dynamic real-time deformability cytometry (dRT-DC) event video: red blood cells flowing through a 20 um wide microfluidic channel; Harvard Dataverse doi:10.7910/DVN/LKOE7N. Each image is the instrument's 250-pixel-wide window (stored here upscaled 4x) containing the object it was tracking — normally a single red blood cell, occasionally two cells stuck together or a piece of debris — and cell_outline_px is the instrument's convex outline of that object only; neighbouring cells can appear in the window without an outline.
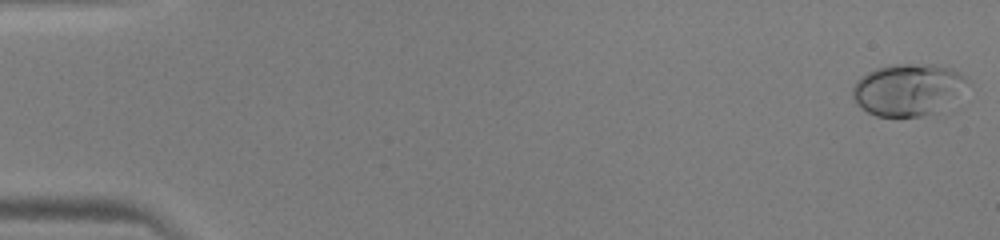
{"species": "human", "species_latin": "Homo sapiens", "temperature_condition": "warm", "stored_images_in_passage": 47, "camera_frame_rate_fps": 3000, "um_per_image_px": 0.085, "donor": {"sex": "male"}, "frame": {"image": 1, "passage_image": 1, "time_ms": 0.0, "image_size_px": [1000, 240], "cell_outline_px": [[972, 84], [936, 112], [920, 116], [876, 116], [868, 112], [852, 96], [852, 88], [856, 80], [868, 72], [876, 68], [896, 64], [936, 64], [952, 68], [960, 72], [972, 80]], "centroid_in_image_um": [77.24, 7.58], "position_along_channel_um": 7.8, "area_um2": 34.8}}
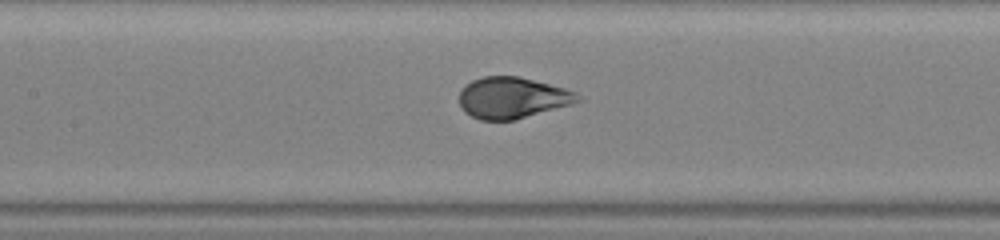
{"frame": {"image": 2, "passage_image": 23, "time_ms": 7.333, "image_size_px": [1000, 240], "cell_outline_px": [[584, 100], [572, 104], [516, 120], [480, 120], [464, 112], [460, 104], [460, 92], [464, 84], [472, 80], [484, 76], [516, 76], [564, 88], [576, 92]], "centroid_in_image_um": [43.55, 8.32], "position_along_channel_um": 163.9, "area_um2": 28.5}}
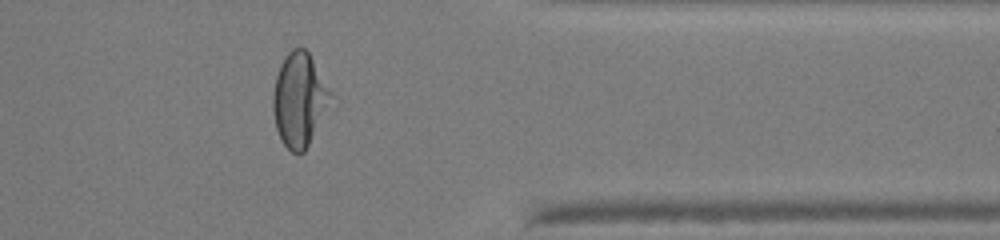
{"frame": {"image": 3, "passage_image": 39, "time_ms": 12.667, "image_size_px": [1000, 240], "cell_outline_px": [[332, 92], [308, 144], [304, 152], [292, 152], [284, 144], [276, 128], [272, 108], [272, 92], [276, 76], [280, 64], [284, 56], [292, 48], [304, 48], [308, 52]], "centroid_in_image_um": [25.37, 8.41], "position_along_channel_um": 386.0, "area_um2": 30.46}}